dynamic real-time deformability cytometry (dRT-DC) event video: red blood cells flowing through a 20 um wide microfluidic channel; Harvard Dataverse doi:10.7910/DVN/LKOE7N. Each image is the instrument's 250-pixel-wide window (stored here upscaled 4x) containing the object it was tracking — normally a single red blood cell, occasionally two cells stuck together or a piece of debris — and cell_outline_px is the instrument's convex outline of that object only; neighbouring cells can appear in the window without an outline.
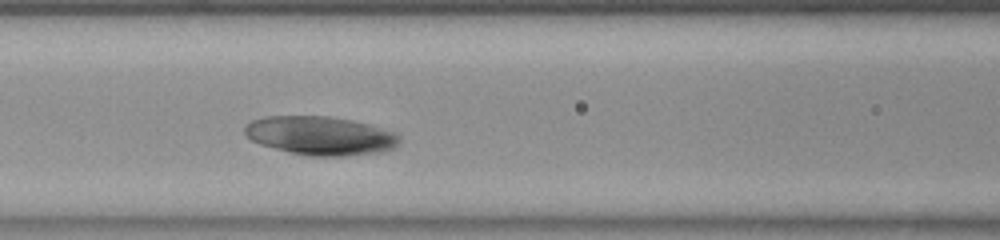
{"species": "common noctule bat (a hibernating species)", "species_latin": "Nyctalus noctula", "temperature_condition": "room temperature", "stored_images_in_passage": 36, "camera_frame_rate_fps": 3000, "um_per_image_px": 0.085, "animal": {"sex": "female", "body_mass_g": 23.0, "forearm_length_mm": 53.4}, "frame": {"image": 1, "passage_image": 10, "time_ms": 3.0, "image_size_px": [1000, 240], "cell_outline_px": [[400, 140], [392, 148], [380, 152], [344, 156], [312, 156], [288, 152], [260, 144], [252, 140], [244, 132], [244, 128], [252, 120], [264, 116], [328, 116], [352, 120], [368, 124], [392, 132]], "centroid_in_image_um": [27.18, 11.53], "position_along_channel_um": 139.4, "area_um2": 34.51}}
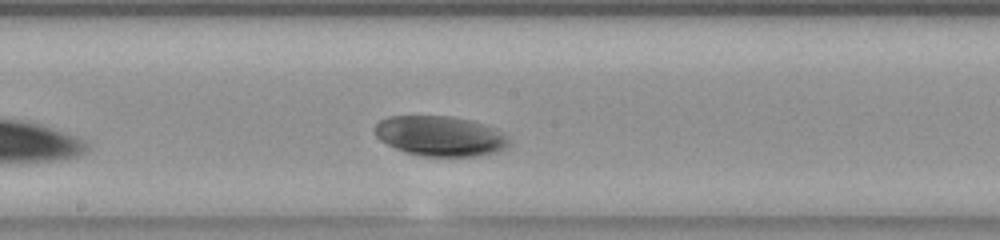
{"frame": {"image": 2, "passage_image": 16, "time_ms": 5.0, "image_size_px": [1000, 240], "cell_outline_px": [[508, 148], [500, 152], [472, 156], [424, 156], [408, 152], [396, 148], [380, 140], [376, 136], [376, 124], [380, 120], [388, 116], [452, 116], [472, 120], [496, 128], [508, 136]], "centroid_in_image_um": [37.47, 11.55], "position_along_channel_um": 210.7, "area_um2": 31.39}}
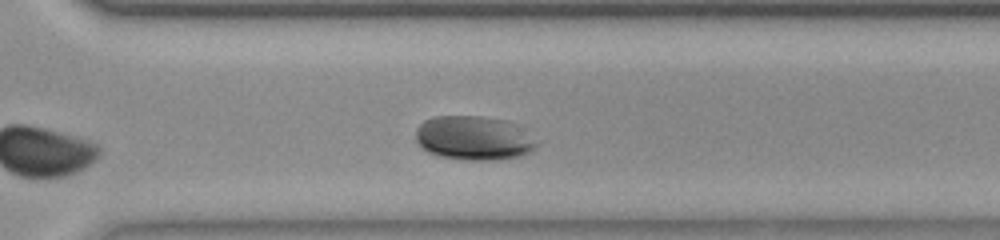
{"frame": {"image": 3, "passage_image": 26, "time_ms": 8.333, "image_size_px": [1000, 240], "cell_outline_px": [[536, 144], [528, 152], [520, 156], [496, 160], [468, 160], [440, 156], [428, 152], [416, 140], [416, 128], [424, 120], [436, 116], [484, 116], [504, 120]], "centroid_in_image_um": [40.13, 11.74], "position_along_channel_um": 330.5, "area_um2": 30.0}}